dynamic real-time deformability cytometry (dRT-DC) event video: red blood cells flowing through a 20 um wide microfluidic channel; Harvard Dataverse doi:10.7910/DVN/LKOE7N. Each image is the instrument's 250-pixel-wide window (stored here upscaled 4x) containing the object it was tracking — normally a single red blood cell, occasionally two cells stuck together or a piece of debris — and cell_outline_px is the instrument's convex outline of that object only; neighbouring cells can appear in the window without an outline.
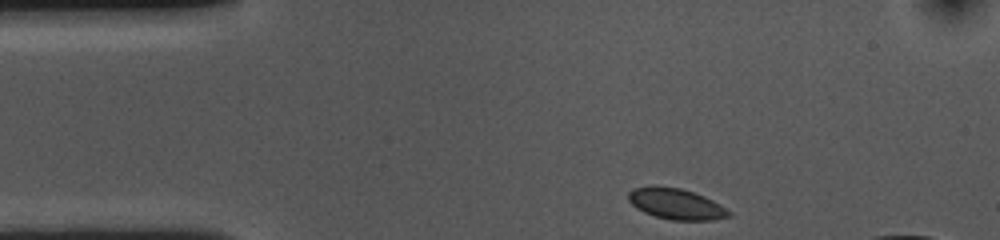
{"species": "common noctule bat (a hibernating species)", "species_latin": "Nyctalus noctula", "temperature_condition": "cold", "stored_images_in_passage": 37, "camera_frame_rate_fps": 3000, "um_per_image_px": 0.085, "animal": {"sex": "female", "body_mass_g": 10.0, "forearm_length_mm": 53.1}, "frame": {"image": 1, "passage_image": 1, "time_ms": 0.0, "image_size_px": [1000, 240], "cell_outline_px": [[732, 216], [712, 220], [672, 220], [656, 216], [644, 212], [636, 208], [628, 200], [628, 192], [632, 188], [652, 184], [656, 184], [680, 188], [704, 196], [720, 204], [732, 212]], "centroid_in_image_um": [57.44, 17.31], "position_along_channel_um": 27.6, "area_um2": 18.38}}
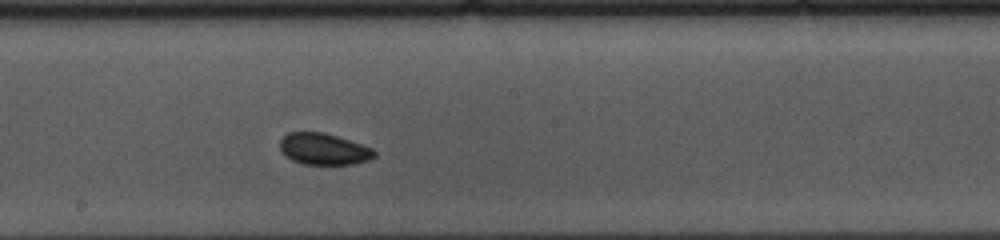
{"frame": {"image": 2, "passage_image": 21, "time_ms": 6.667, "image_size_px": [1000, 240], "cell_outline_px": [[376, 156], [368, 160], [352, 164], [304, 164], [292, 160], [284, 156], [280, 148], [280, 140], [288, 132], [324, 132], [372, 148], [376, 152]], "centroid_in_image_um": [27.49, 12.67], "position_along_channel_um": 220.7, "area_um2": 17.22}}
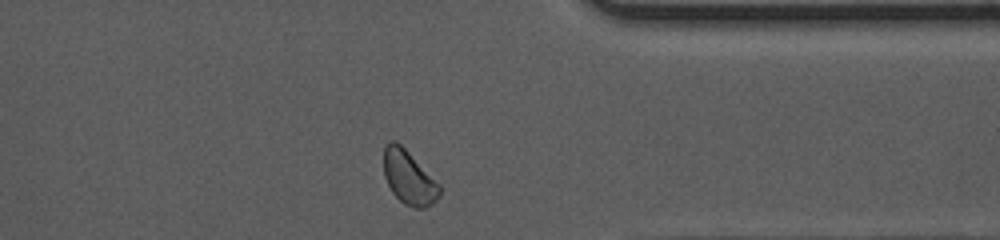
{"frame": {"image": 3, "passage_image": 35, "time_ms": 11.333, "image_size_px": [1000, 240], "cell_outline_px": [[440, 192], [436, 200], [432, 204], [424, 208], [416, 208], [404, 204], [392, 192], [384, 176], [384, 144], [392, 140], [396, 140], [440, 184]], "centroid_in_image_um": [34.74, 15.08], "position_along_channel_um": 376.7, "area_um2": 17.34}}